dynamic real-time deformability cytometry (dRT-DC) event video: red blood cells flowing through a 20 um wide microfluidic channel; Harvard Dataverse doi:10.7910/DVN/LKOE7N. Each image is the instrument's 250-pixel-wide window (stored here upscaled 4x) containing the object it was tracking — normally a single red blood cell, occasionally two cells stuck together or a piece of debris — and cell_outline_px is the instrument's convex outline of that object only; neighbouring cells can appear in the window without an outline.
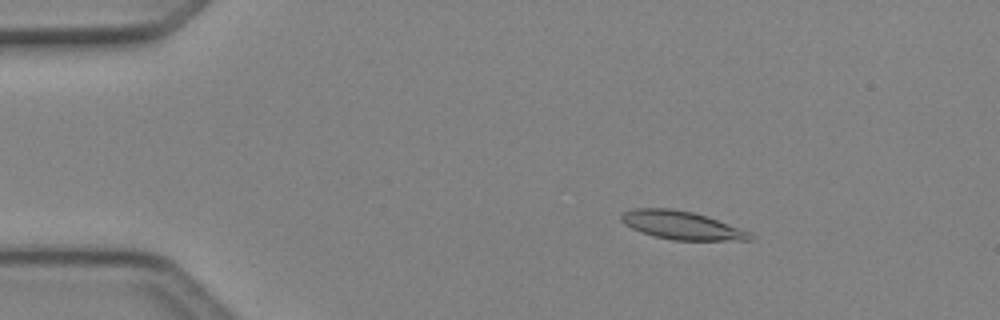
{"species": "Egyptian fruit bat (a non-hibernating species)", "species_latin": "Rousettus aegyptiacus", "temperature_condition": "cold", "stored_images_in_passage": 4, "camera_frame_rate_fps": 3000, "um_per_image_px": 0.085, "animal": {"sex": "female"}, "frame": {"image": 1, "passage_image": 2, "time_ms": 0.333, "image_size_px": [1000, 320], "cell_outline_px": [[756, 236], [752, 240], [672, 240], [652, 236], [640, 232], [624, 224], [620, 220], [620, 216], [624, 212], [632, 208], [672, 208], [692, 212], [708, 216], [752, 232]], "centroid_in_image_um": [57.96, 19.15], "position_along_channel_um": 27.0, "area_um2": 21.56}}